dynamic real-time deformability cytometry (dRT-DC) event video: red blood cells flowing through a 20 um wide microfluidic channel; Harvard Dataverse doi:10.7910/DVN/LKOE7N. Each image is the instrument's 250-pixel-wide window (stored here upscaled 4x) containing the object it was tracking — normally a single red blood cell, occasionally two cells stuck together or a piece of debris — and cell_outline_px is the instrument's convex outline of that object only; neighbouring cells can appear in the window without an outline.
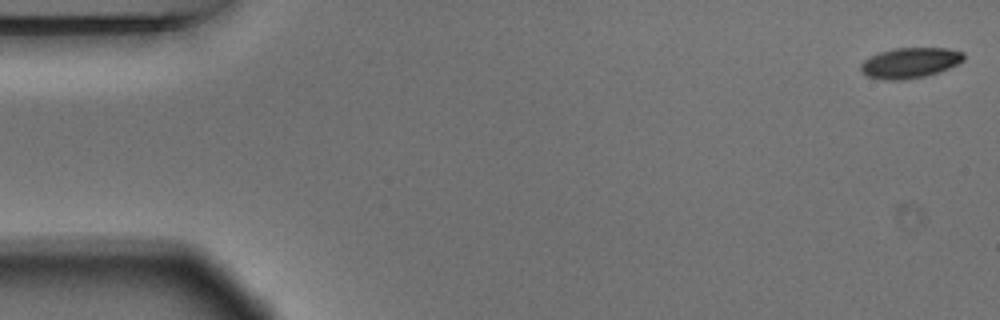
{"species": "Egyptian fruit bat (a non-hibernating species)", "species_latin": "Rousettus aegyptiacus", "temperature_condition": "warm", "stored_images_in_passage": 5, "camera_frame_rate_fps": 3000, "um_per_image_px": 0.085, "animal": {"sex": "male"}, "frame": {"image": 1, "passage_image": 1, "time_ms": 0.0, "image_size_px": [1000, 320], "cell_outline_px": [[964, 60], [948, 68], [924, 76], [904, 80], [884, 80], [868, 76], [860, 72], [860, 64], [864, 60], [880, 52], [892, 48], [948, 48], [964, 52]], "centroid_in_image_um": [77.32, 5.34], "position_along_channel_um": 7.7, "area_um2": 18.21}}
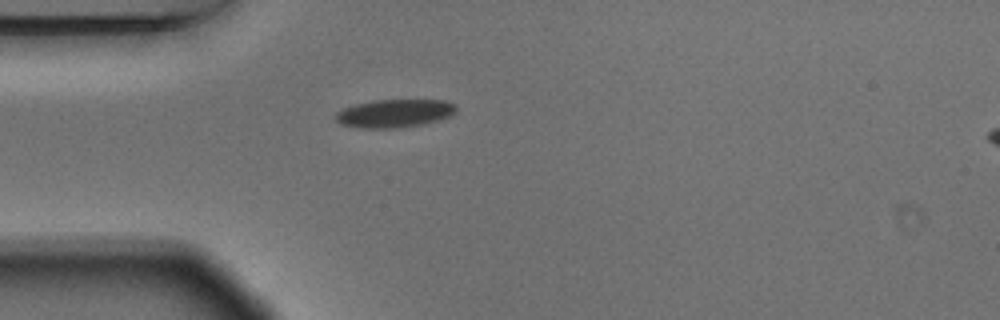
{"frame": {"image": 2, "passage_image": 5, "time_ms": 1.333, "image_size_px": [1000, 320], "cell_outline_px": [[456, 112], [452, 116], [420, 124], [400, 128], [356, 128], [340, 124], [332, 116], [336, 112], [344, 108], [356, 104], [376, 100], [444, 100], [456, 104]], "centroid_in_image_um": [33.51, 9.64], "position_along_channel_um": 51.5, "area_um2": 19.88}}